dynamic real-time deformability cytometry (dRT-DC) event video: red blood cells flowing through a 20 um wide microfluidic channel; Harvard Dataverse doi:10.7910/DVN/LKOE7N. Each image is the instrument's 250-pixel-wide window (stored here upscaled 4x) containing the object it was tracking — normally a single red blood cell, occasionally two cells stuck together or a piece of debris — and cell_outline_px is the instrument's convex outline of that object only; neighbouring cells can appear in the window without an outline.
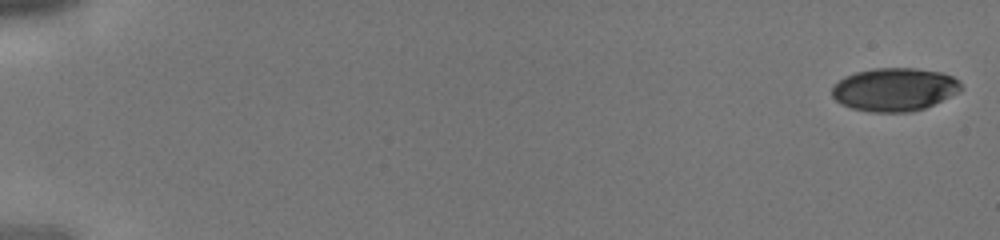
{"species": "human", "species_latin": "Homo sapiens", "temperature_condition": "cold", "stored_images_in_passage": 43, "camera_frame_rate_fps": 3000, "um_per_image_px": 0.085, "donor": {"sex": "male"}, "frame": {"image": 1, "passage_image": 1, "time_ms": 0.0, "image_size_px": [1000, 240], "cell_outline_px": [[964, 88], [960, 92], [924, 108], [912, 112], [872, 112], [852, 108], [840, 104], [832, 96], [832, 88], [844, 76], [856, 72], [872, 68], [912, 68], [940, 72], [952, 76], [960, 80]], "centroid_in_image_um": [76.05, 7.6], "position_along_channel_um": 8.9, "area_um2": 32.6}}
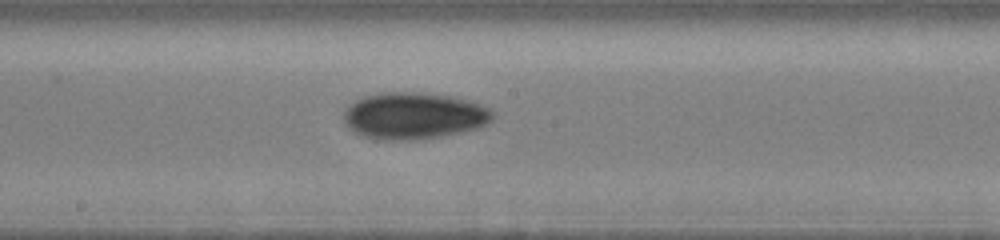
{"frame": {"image": 2, "passage_image": 25, "time_ms": 8.0, "image_size_px": [1000, 240], "cell_outline_px": [[496, 112], [492, 120], [480, 128], [440, 136], [416, 140], [376, 140], [364, 136], [348, 128], [344, 124], [344, 108], [348, 104], [364, 96], [384, 92], [412, 92], [448, 96], [464, 100], [492, 108]], "centroid_in_image_um": [35.15, 9.85], "position_along_channel_um": 213.0, "area_um2": 40.69}}
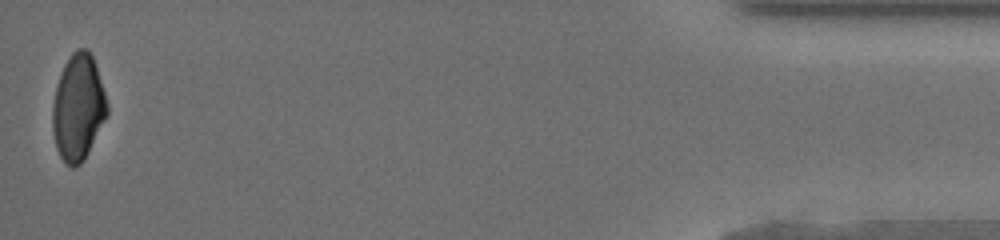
{"frame": {"image": 3, "passage_image": 43, "time_ms": 14.0, "image_size_px": [1000, 240], "cell_outline_px": [[108, 116], [84, 160], [80, 164], [72, 168], [60, 156], [56, 148], [52, 128], [52, 108], [56, 88], [64, 64], [72, 52], [76, 48], [84, 48], [92, 56], [108, 104]], "centroid_in_image_um": [6.64, 9.17], "position_along_channel_um": 428.6, "area_um2": 33.58}}